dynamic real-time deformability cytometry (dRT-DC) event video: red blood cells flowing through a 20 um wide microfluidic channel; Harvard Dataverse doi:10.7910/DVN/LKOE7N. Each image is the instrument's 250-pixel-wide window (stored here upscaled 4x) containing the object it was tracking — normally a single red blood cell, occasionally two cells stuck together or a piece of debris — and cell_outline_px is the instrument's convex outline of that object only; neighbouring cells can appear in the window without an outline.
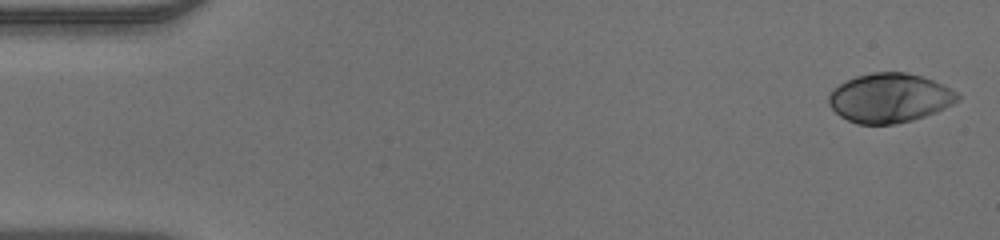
{"species": "human", "species_latin": "Homo sapiens", "temperature_condition": "warm", "stored_images_in_passage": 50, "segment_of_instrument_passage": [1, 2], "camera_frame_rate_fps": 3000, "um_per_image_px": 0.085, "donor": {"sex": "male"}, "frame": {"image": 1, "passage_image": 1, "time_ms": 0.0, "image_size_px": [1000, 240], "cell_outline_px": [[960, 100], [936, 112], [912, 120], [896, 124], [856, 124], [840, 116], [828, 104], [828, 96], [832, 88], [856, 76], [872, 72], [904, 72], [924, 76], [944, 84], [956, 92], [960, 96]], "centroid_in_image_um": [75.62, 8.32], "position_along_channel_um": 9.4, "area_um2": 37.17}}
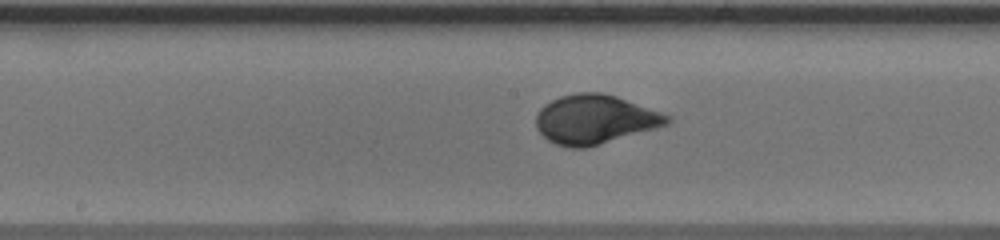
{"frame": {"image": 2, "passage_image": 25, "time_ms": 8.0, "image_size_px": [1000, 240], "cell_outline_px": [[672, 120], [668, 124], [656, 128], [584, 148], [572, 148], [556, 144], [548, 140], [536, 128], [536, 116], [540, 108], [544, 104], [560, 96], [576, 92], [600, 92], [616, 96], [672, 116]], "centroid_in_image_um": [50.55, 10.13], "position_along_channel_um": 197.6, "area_um2": 37.34}}
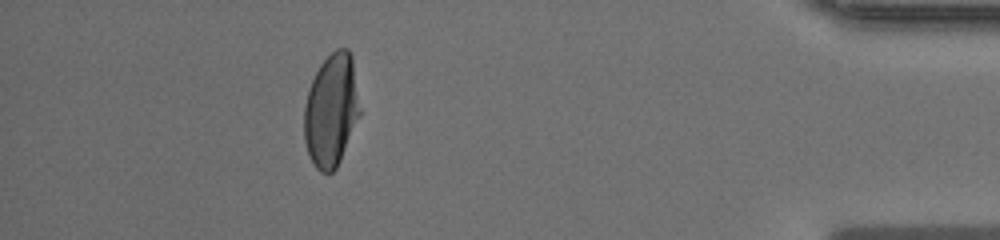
{"frame": {"image": 3, "passage_image": 44, "time_ms": 14.333, "image_size_px": [1000, 240], "cell_outline_px": [[360, 116], [340, 160], [336, 168], [332, 172], [320, 172], [312, 164], [304, 140], [304, 108], [308, 88], [320, 64], [336, 48], [348, 48], [352, 56], [360, 108]], "centroid_in_image_um": [28.15, 9.37], "position_along_channel_um": 407.0, "area_um2": 36.7}}